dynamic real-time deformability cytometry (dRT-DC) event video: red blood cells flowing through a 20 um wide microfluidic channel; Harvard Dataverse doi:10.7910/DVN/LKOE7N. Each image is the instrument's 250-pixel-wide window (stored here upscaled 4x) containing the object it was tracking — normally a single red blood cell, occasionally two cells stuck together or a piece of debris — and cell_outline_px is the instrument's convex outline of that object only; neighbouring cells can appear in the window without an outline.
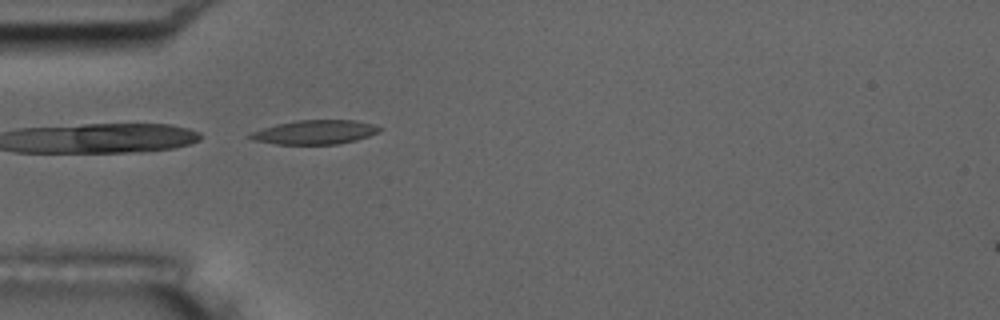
{"species": "common noctule bat (a hibernating species)", "species_latin": "Nyctalus noctula", "temperature_condition": "room temperature", "stored_images_in_passage": 40, "camera_frame_rate_fps": 3000, "um_per_image_px": 0.085, "animal": {"sex": "male", "body_mass_g": 17.5, "forearm_length_mm": 52.3}, "frame": {"image": 1, "passage_image": 1, "time_ms": 0.0, "image_size_px": [1000, 320], "cell_outline_px": [[380, 132], [356, 140], [336, 144], [276, 144], [252, 140], [244, 136], [248, 132], [276, 124], [296, 120], [356, 120], [372, 124], [380, 128]], "centroid_in_image_um": [26.68, 11.23], "position_along_channel_um": 58.3, "area_um2": 18.32}}
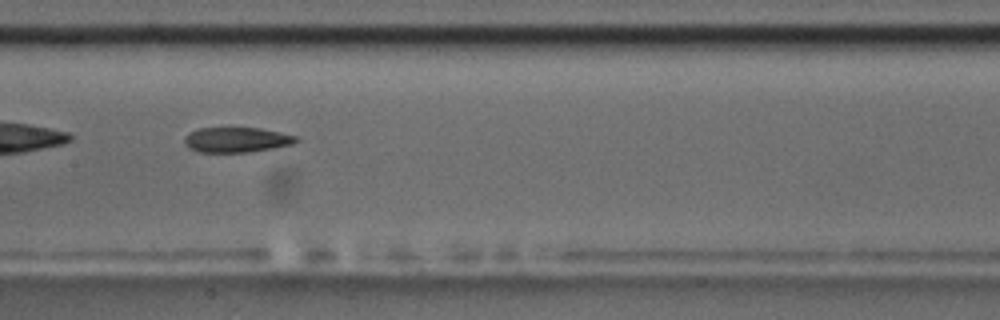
{"frame": {"image": 2, "passage_image": 12, "time_ms": 3.667, "image_size_px": [1000, 320], "cell_outline_px": [[300, 140], [292, 144], [272, 148], [248, 152], [200, 152], [188, 148], [184, 144], [184, 136], [188, 132], [200, 128], [260, 128], [280, 132], [296, 136]], "centroid_in_image_um": [20.07, 11.88], "position_along_channel_um": 187.3, "area_um2": 16.36}, "authors_computed_cell_mechanics": {"area_um2": 17.5712, "velocity_mm_per_s": 3.6313, "shape_relaxation_time_tau1_ms": null, "shape_relaxation_time_tau2_ms": 4.4538, "deformation_change_tau1": null, "deformation_change_tau2": 0.1273}}